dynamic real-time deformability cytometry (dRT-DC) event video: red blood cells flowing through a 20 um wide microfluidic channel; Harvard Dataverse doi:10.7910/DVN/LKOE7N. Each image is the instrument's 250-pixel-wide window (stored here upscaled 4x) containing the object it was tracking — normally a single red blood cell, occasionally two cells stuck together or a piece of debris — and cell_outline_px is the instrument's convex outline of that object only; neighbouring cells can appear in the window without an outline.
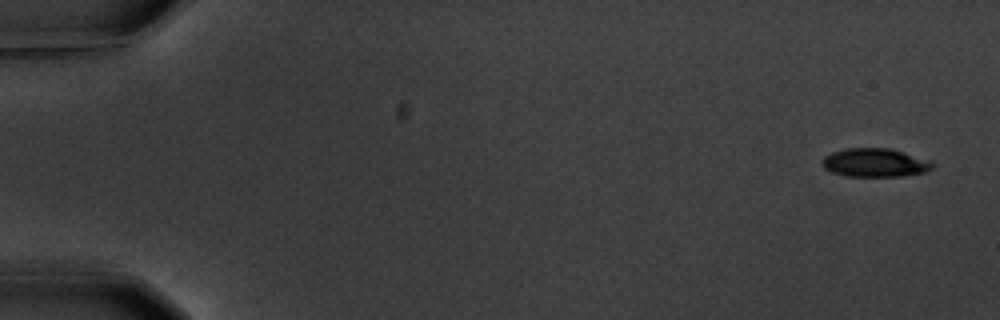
{"species": "common noctule bat (a hibernating species)", "species_latin": "Nyctalus noctula", "temperature_condition": "warm", "stored_images_in_passage": 6, "camera_frame_rate_fps": 3000, "um_per_image_px": 0.085, "animal": {"sex": "male", "body_mass_g": 20.1, "forearm_length_mm": 53.5}, "frame": {"image": 1, "passage_image": 1, "time_ms": 0.0, "image_size_px": [1000, 320], "cell_outline_px": [[936, 164], [932, 168], [924, 172], [900, 176], [844, 176], [832, 172], [824, 168], [820, 164], [820, 160], [824, 156], [832, 152], [844, 148], [888, 148], [932, 160]], "centroid_in_image_um": [74.34, 13.82], "position_along_channel_um": 10.7, "area_um2": 18.55}}